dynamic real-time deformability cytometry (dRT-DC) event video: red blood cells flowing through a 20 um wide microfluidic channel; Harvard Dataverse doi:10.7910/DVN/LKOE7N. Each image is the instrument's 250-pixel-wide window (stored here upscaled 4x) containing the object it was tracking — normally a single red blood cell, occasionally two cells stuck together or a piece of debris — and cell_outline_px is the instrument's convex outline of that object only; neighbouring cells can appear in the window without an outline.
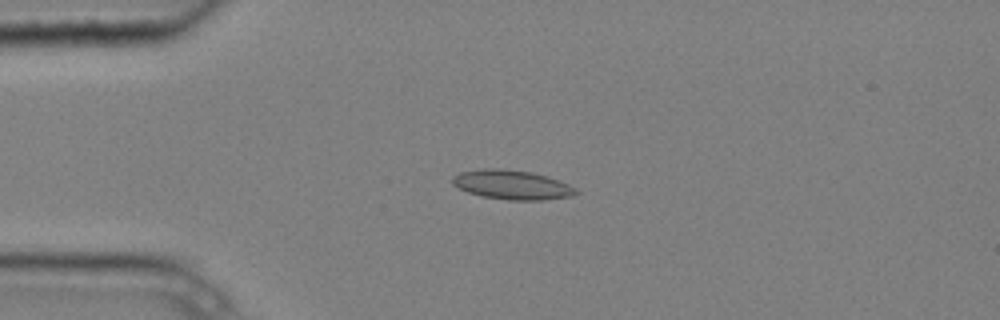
{"species": "common noctule bat (a hibernating species)", "species_latin": "Nyctalus noctula", "temperature_condition": "cold", "stored_images_in_passage": 4, "camera_frame_rate_fps": 3000, "um_per_image_px": 0.085, "animal": {"sex": "male", "body_mass_g": 20.4}, "frame": {"image": 1, "passage_image": 4, "time_ms": 1.0, "image_size_px": [1000, 320], "cell_outline_px": [[580, 192], [572, 196], [544, 200], [508, 200], [484, 196], [468, 192], [452, 184], [452, 176], [460, 172], [484, 168], [496, 168], [532, 172], [548, 176], [568, 184], [576, 188]], "centroid_in_image_um": [43.54, 15.7], "position_along_channel_um": 41.5, "area_um2": 21.1}}